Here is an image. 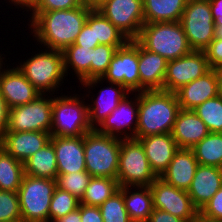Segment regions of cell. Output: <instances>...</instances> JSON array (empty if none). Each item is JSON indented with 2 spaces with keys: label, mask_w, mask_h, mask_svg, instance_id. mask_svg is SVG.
Listing matches in <instances>:
<instances>
[{
  "label": "cell",
  "mask_w": 222,
  "mask_h": 222,
  "mask_svg": "<svg viewBox=\"0 0 222 222\" xmlns=\"http://www.w3.org/2000/svg\"><path fill=\"white\" fill-rule=\"evenodd\" d=\"M51 135L39 131H6L1 147L18 161L24 162L50 141Z\"/></svg>",
  "instance_id": "obj_19"
},
{
  "label": "cell",
  "mask_w": 222,
  "mask_h": 222,
  "mask_svg": "<svg viewBox=\"0 0 222 222\" xmlns=\"http://www.w3.org/2000/svg\"><path fill=\"white\" fill-rule=\"evenodd\" d=\"M9 109L5 99L0 94V140L8 129Z\"/></svg>",
  "instance_id": "obj_46"
},
{
  "label": "cell",
  "mask_w": 222,
  "mask_h": 222,
  "mask_svg": "<svg viewBox=\"0 0 222 222\" xmlns=\"http://www.w3.org/2000/svg\"><path fill=\"white\" fill-rule=\"evenodd\" d=\"M121 139L96 129L84 135L86 171L92 177L117 179Z\"/></svg>",
  "instance_id": "obj_5"
},
{
  "label": "cell",
  "mask_w": 222,
  "mask_h": 222,
  "mask_svg": "<svg viewBox=\"0 0 222 222\" xmlns=\"http://www.w3.org/2000/svg\"><path fill=\"white\" fill-rule=\"evenodd\" d=\"M181 109L193 110L206 100L218 95V82L215 69L184 85L176 92Z\"/></svg>",
  "instance_id": "obj_20"
},
{
  "label": "cell",
  "mask_w": 222,
  "mask_h": 222,
  "mask_svg": "<svg viewBox=\"0 0 222 222\" xmlns=\"http://www.w3.org/2000/svg\"><path fill=\"white\" fill-rule=\"evenodd\" d=\"M15 222H26V221H24V220L21 219V220L15 221Z\"/></svg>",
  "instance_id": "obj_55"
},
{
  "label": "cell",
  "mask_w": 222,
  "mask_h": 222,
  "mask_svg": "<svg viewBox=\"0 0 222 222\" xmlns=\"http://www.w3.org/2000/svg\"><path fill=\"white\" fill-rule=\"evenodd\" d=\"M153 208L166 211L180 219L192 222L199 210L187 191L176 188L157 177L150 185Z\"/></svg>",
  "instance_id": "obj_14"
},
{
  "label": "cell",
  "mask_w": 222,
  "mask_h": 222,
  "mask_svg": "<svg viewBox=\"0 0 222 222\" xmlns=\"http://www.w3.org/2000/svg\"><path fill=\"white\" fill-rule=\"evenodd\" d=\"M131 189L132 187H123V199L130 220L147 221L153 211L151 188L150 186H135L134 192Z\"/></svg>",
  "instance_id": "obj_28"
},
{
  "label": "cell",
  "mask_w": 222,
  "mask_h": 222,
  "mask_svg": "<svg viewBox=\"0 0 222 222\" xmlns=\"http://www.w3.org/2000/svg\"><path fill=\"white\" fill-rule=\"evenodd\" d=\"M181 110L176 94L164 90L138 92V124L134 139L171 133Z\"/></svg>",
  "instance_id": "obj_2"
},
{
  "label": "cell",
  "mask_w": 222,
  "mask_h": 222,
  "mask_svg": "<svg viewBox=\"0 0 222 222\" xmlns=\"http://www.w3.org/2000/svg\"><path fill=\"white\" fill-rule=\"evenodd\" d=\"M191 149L199 165L220 168L222 163V133H209Z\"/></svg>",
  "instance_id": "obj_32"
},
{
  "label": "cell",
  "mask_w": 222,
  "mask_h": 222,
  "mask_svg": "<svg viewBox=\"0 0 222 222\" xmlns=\"http://www.w3.org/2000/svg\"><path fill=\"white\" fill-rule=\"evenodd\" d=\"M106 82L123 85L130 93L140 92V76L138 69V41L129 40L123 47L116 50L110 65L102 78L89 79L81 85L90 89L98 83ZM96 84V85H95ZM91 87V88H90Z\"/></svg>",
  "instance_id": "obj_8"
},
{
  "label": "cell",
  "mask_w": 222,
  "mask_h": 222,
  "mask_svg": "<svg viewBox=\"0 0 222 222\" xmlns=\"http://www.w3.org/2000/svg\"><path fill=\"white\" fill-rule=\"evenodd\" d=\"M86 22L94 27L95 41L99 44L124 46L130 40L97 9L89 12Z\"/></svg>",
  "instance_id": "obj_29"
},
{
  "label": "cell",
  "mask_w": 222,
  "mask_h": 222,
  "mask_svg": "<svg viewBox=\"0 0 222 222\" xmlns=\"http://www.w3.org/2000/svg\"><path fill=\"white\" fill-rule=\"evenodd\" d=\"M199 213L207 218L222 221V186Z\"/></svg>",
  "instance_id": "obj_41"
},
{
  "label": "cell",
  "mask_w": 222,
  "mask_h": 222,
  "mask_svg": "<svg viewBox=\"0 0 222 222\" xmlns=\"http://www.w3.org/2000/svg\"><path fill=\"white\" fill-rule=\"evenodd\" d=\"M80 200L69 192L55 188L49 209V222L62 218L79 207Z\"/></svg>",
  "instance_id": "obj_36"
},
{
  "label": "cell",
  "mask_w": 222,
  "mask_h": 222,
  "mask_svg": "<svg viewBox=\"0 0 222 222\" xmlns=\"http://www.w3.org/2000/svg\"><path fill=\"white\" fill-rule=\"evenodd\" d=\"M81 222H103L99 207L81 204Z\"/></svg>",
  "instance_id": "obj_44"
},
{
  "label": "cell",
  "mask_w": 222,
  "mask_h": 222,
  "mask_svg": "<svg viewBox=\"0 0 222 222\" xmlns=\"http://www.w3.org/2000/svg\"><path fill=\"white\" fill-rule=\"evenodd\" d=\"M56 152L58 174L86 171L84 136L50 138Z\"/></svg>",
  "instance_id": "obj_17"
},
{
  "label": "cell",
  "mask_w": 222,
  "mask_h": 222,
  "mask_svg": "<svg viewBox=\"0 0 222 222\" xmlns=\"http://www.w3.org/2000/svg\"><path fill=\"white\" fill-rule=\"evenodd\" d=\"M120 47L123 46L99 44L92 49L91 79L103 77L110 65V61L116 53V50Z\"/></svg>",
  "instance_id": "obj_38"
},
{
  "label": "cell",
  "mask_w": 222,
  "mask_h": 222,
  "mask_svg": "<svg viewBox=\"0 0 222 222\" xmlns=\"http://www.w3.org/2000/svg\"><path fill=\"white\" fill-rule=\"evenodd\" d=\"M117 179L107 177H91L80 200L81 204L99 207L119 190Z\"/></svg>",
  "instance_id": "obj_33"
},
{
  "label": "cell",
  "mask_w": 222,
  "mask_h": 222,
  "mask_svg": "<svg viewBox=\"0 0 222 222\" xmlns=\"http://www.w3.org/2000/svg\"><path fill=\"white\" fill-rule=\"evenodd\" d=\"M157 178L142 144L137 139H121L117 181L119 187L150 186Z\"/></svg>",
  "instance_id": "obj_9"
},
{
  "label": "cell",
  "mask_w": 222,
  "mask_h": 222,
  "mask_svg": "<svg viewBox=\"0 0 222 222\" xmlns=\"http://www.w3.org/2000/svg\"><path fill=\"white\" fill-rule=\"evenodd\" d=\"M198 165L192 149L179 148L160 178L178 189L188 191Z\"/></svg>",
  "instance_id": "obj_24"
},
{
  "label": "cell",
  "mask_w": 222,
  "mask_h": 222,
  "mask_svg": "<svg viewBox=\"0 0 222 222\" xmlns=\"http://www.w3.org/2000/svg\"><path fill=\"white\" fill-rule=\"evenodd\" d=\"M135 94L137 96L135 95L133 101L128 100L129 94L124 97L96 130L101 134L120 139L135 138L138 124V94ZM126 129L130 132H127Z\"/></svg>",
  "instance_id": "obj_15"
},
{
  "label": "cell",
  "mask_w": 222,
  "mask_h": 222,
  "mask_svg": "<svg viewBox=\"0 0 222 222\" xmlns=\"http://www.w3.org/2000/svg\"><path fill=\"white\" fill-rule=\"evenodd\" d=\"M106 0H82L83 4L86 7L97 9L100 5H102Z\"/></svg>",
  "instance_id": "obj_50"
},
{
  "label": "cell",
  "mask_w": 222,
  "mask_h": 222,
  "mask_svg": "<svg viewBox=\"0 0 222 222\" xmlns=\"http://www.w3.org/2000/svg\"><path fill=\"white\" fill-rule=\"evenodd\" d=\"M26 175L56 180L58 175L56 152L51 140L23 162Z\"/></svg>",
  "instance_id": "obj_27"
},
{
  "label": "cell",
  "mask_w": 222,
  "mask_h": 222,
  "mask_svg": "<svg viewBox=\"0 0 222 222\" xmlns=\"http://www.w3.org/2000/svg\"><path fill=\"white\" fill-rule=\"evenodd\" d=\"M23 162L0 148V190L18 192L24 177Z\"/></svg>",
  "instance_id": "obj_31"
},
{
  "label": "cell",
  "mask_w": 222,
  "mask_h": 222,
  "mask_svg": "<svg viewBox=\"0 0 222 222\" xmlns=\"http://www.w3.org/2000/svg\"><path fill=\"white\" fill-rule=\"evenodd\" d=\"M209 133L206 124L193 110L181 109L175 120L171 135L178 148L191 149Z\"/></svg>",
  "instance_id": "obj_23"
},
{
  "label": "cell",
  "mask_w": 222,
  "mask_h": 222,
  "mask_svg": "<svg viewBox=\"0 0 222 222\" xmlns=\"http://www.w3.org/2000/svg\"><path fill=\"white\" fill-rule=\"evenodd\" d=\"M0 94L9 108L30 103L41 95L17 67L6 68L2 71Z\"/></svg>",
  "instance_id": "obj_16"
},
{
  "label": "cell",
  "mask_w": 222,
  "mask_h": 222,
  "mask_svg": "<svg viewBox=\"0 0 222 222\" xmlns=\"http://www.w3.org/2000/svg\"><path fill=\"white\" fill-rule=\"evenodd\" d=\"M193 111L206 124L210 133H222V97L217 95L206 100Z\"/></svg>",
  "instance_id": "obj_34"
},
{
  "label": "cell",
  "mask_w": 222,
  "mask_h": 222,
  "mask_svg": "<svg viewBox=\"0 0 222 222\" xmlns=\"http://www.w3.org/2000/svg\"><path fill=\"white\" fill-rule=\"evenodd\" d=\"M1 55V54H0ZM3 59H2V57L0 56V76H1V74H2V72L1 71H3L4 69H2V67H3ZM2 69V70H1Z\"/></svg>",
  "instance_id": "obj_54"
},
{
  "label": "cell",
  "mask_w": 222,
  "mask_h": 222,
  "mask_svg": "<svg viewBox=\"0 0 222 222\" xmlns=\"http://www.w3.org/2000/svg\"><path fill=\"white\" fill-rule=\"evenodd\" d=\"M56 187V180L25 174L18 189L22 220L49 222L50 203Z\"/></svg>",
  "instance_id": "obj_7"
},
{
  "label": "cell",
  "mask_w": 222,
  "mask_h": 222,
  "mask_svg": "<svg viewBox=\"0 0 222 222\" xmlns=\"http://www.w3.org/2000/svg\"><path fill=\"white\" fill-rule=\"evenodd\" d=\"M54 222H81V203L76 210L68 213L62 218L55 220Z\"/></svg>",
  "instance_id": "obj_48"
},
{
  "label": "cell",
  "mask_w": 222,
  "mask_h": 222,
  "mask_svg": "<svg viewBox=\"0 0 222 222\" xmlns=\"http://www.w3.org/2000/svg\"><path fill=\"white\" fill-rule=\"evenodd\" d=\"M218 82V95L222 97V67L215 69Z\"/></svg>",
  "instance_id": "obj_51"
},
{
  "label": "cell",
  "mask_w": 222,
  "mask_h": 222,
  "mask_svg": "<svg viewBox=\"0 0 222 222\" xmlns=\"http://www.w3.org/2000/svg\"><path fill=\"white\" fill-rule=\"evenodd\" d=\"M91 10L83 4L68 10L32 12L29 26L35 40L46 49L63 51L74 44Z\"/></svg>",
  "instance_id": "obj_1"
},
{
  "label": "cell",
  "mask_w": 222,
  "mask_h": 222,
  "mask_svg": "<svg viewBox=\"0 0 222 222\" xmlns=\"http://www.w3.org/2000/svg\"><path fill=\"white\" fill-rule=\"evenodd\" d=\"M74 44L90 49H93L99 45V41H95L94 27H91L86 22L83 25L82 30L76 38Z\"/></svg>",
  "instance_id": "obj_43"
},
{
  "label": "cell",
  "mask_w": 222,
  "mask_h": 222,
  "mask_svg": "<svg viewBox=\"0 0 222 222\" xmlns=\"http://www.w3.org/2000/svg\"><path fill=\"white\" fill-rule=\"evenodd\" d=\"M9 2L17 7L19 5V7L26 9V10L28 8L27 11H29V9H30V11H32L37 3V0H9Z\"/></svg>",
  "instance_id": "obj_49"
},
{
  "label": "cell",
  "mask_w": 222,
  "mask_h": 222,
  "mask_svg": "<svg viewBox=\"0 0 222 222\" xmlns=\"http://www.w3.org/2000/svg\"><path fill=\"white\" fill-rule=\"evenodd\" d=\"M187 0H143L144 23L179 22Z\"/></svg>",
  "instance_id": "obj_26"
},
{
  "label": "cell",
  "mask_w": 222,
  "mask_h": 222,
  "mask_svg": "<svg viewBox=\"0 0 222 222\" xmlns=\"http://www.w3.org/2000/svg\"><path fill=\"white\" fill-rule=\"evenodd\" d=\"M137 140L142 144L152 171L157 177H161L179 149L175 139L171 133H163L141 137Z\"/></svg>",
  "instance_id": "obj_18"
},
{
  "label": "cell",
  "mask_w": 222,
  "mask_h": 222,
  "mask_svg": "<svg viewBox=\"0 0 222 222\" xmlns=\"http://www.w3.org/2000/svg\"><path fill=\"white\" fill-rule=\"evenodd\" d=\"M110 86L99 90L96 99L88 106L89 123L92 129H97L102 122L110 115V113L118 106L119 102L126 97L129 91L121 84L110 83ZM118 87V88H117ZM98 124V125H97Z\"/></svg>",
  "instance_id": "obj_25"
},
{
  "label": "cell",
  "mask_w": 222,
  "mask_h": 222,
  "mask_svg": "<svg viewBox=\"0 0 222 222\" xmlns=\"http://www.w3.org/2000/svg\"><path fill=\"white\" fill-rule=\"evenodd\" d=\"M215 25H222V0H209Z\"/></svg>",
  "instance_id": "obj_47"
},
{
  "label": "cell",
  "mask_w": 222,
  "mask_h": 222,
  "mask_svg": "<svg viewBox=\"0 0 222 222\" xmlns=\"http://www.w3.org/2000/svg\"><path fill=\"white\" fill-rule=\"evenodd\" d=\"M180 23L192 50L203 51L214 39L215 23L209 0H187Z\"/></svg>",
  "instance_id": "obj_10"
},
{
  "label": "cell",
  "mask_w": 222,
  "mask_h": 222,
  "mask_svg": "<svg viewBox=\"0 0 222 222\" xmlns=\"http://www.w3.org/2000/svg\"><path fill=\"white\" fill-rule=\"evenodd\" d=\"M83 5L82 0H37L32 12H50L53 10H68Z\"/></svg>",
  "instance_id": "obj_40"
},
{
  "label": "cell",
  "mask_w": 222,
  "mask_h": 222,
  "mask_svg": "<svg viewBox=\"0 0 222 222\" xmlns=\"http://www.w3.org/2000/svg\"><path fill=\"white\" fill-rule=\"evenodd\" d=\"M103 222H132L125 208L123 187L99 206Z\"/></svg>",
  "instance_id": "obj_35"
},
{
  "label": "cell",
  "mask_w": 222,
  "mask_h": 222,
  "mask_svg": "<svg viewBox=\"0 0 222 222\" xmlns=\"http://www.w3.org/2000/svg\"><path fill=\"white\" fill-rule=\"evenodd\" d=\"M203 51L206 54L210 68L222 67V39L214 38Z\"/></svg>",
  "instance_id": "obj_42"
},
{
  "label": "cell",
  "mask_w": 222,
  "mask_h": 222,
  "mask_svg": "<svg viewBox=\"0 0 222 222\" xmlns=\"http://www.w3.org/2000/svg\"><path fill=\"white\" fill-rule=\"evenodd\" d=\"M167 62L164 57L145 49L138 42L140 92L145 90H163Z\"/></svg>",
  "instance_id": "obj_22"
},
{
  "label": "cell",
  "mask_w": 222,
  "mask_h": 222,
  "mask_svg": "<svg viewBox=\"0 0 222 222\" xmlns=\"http://www.w3.org/2000/svg\"><path fill=\"white\" fill-rule=\"evenodd\" d=\"M38 96L34 101L9 109L7 131L51 132L53 96Z\"/></svg>",
  "instance_id": "obj_11"
},
{
  "label": "cell",
  "mask_w": 222,
  "mask_h": 222,
  "mask_svg": "<svg viewBox=\"0 0 222 222\" xmlns=\"http://www.w3.org/2000/svg\"><path fill=\"white\" fill-rule=\"evenodd\" d=\"M77 95L53 96L51 136L77 137L93 130L89 123V103L85 104V99Z\"/></svg>",
  "instance_id": "obj_6"
},
{
  "label": "cell",
  "mask_w": 222,
  "mask_h": 222,
  "mask_svg": "<svg viewBox=\"0 0 222 222\" xmlns=\"http://www.w3.org/2000/svg\"><path fill=\"white\" fill-rule=\"evenodd\" d=\"M62 52L66 76L71 66L80 83L91 79L92 49L72 44L67 46Z\"/></svg>",
  "instance_id": "obj_30"
},
{
  "label": "cell",
  "mask_w": 222,
  "mask_h": 222,
  "mask_svg": "<svg viewBox=\"0 0 222 222\" xmlns=\"http://www.w3.org/2000/svg\"><path fill=\"white\" fill-rule=\"evenodd\" d=\"M214 38L222 39V25H215Z\"/></svg>",
  "instance_id": "obj_53"
},
{
  "label": "cell",
  "mask_w": 222,
  "mask_h": 222,
  "mask_svg": "<svg viewBox=\"0 0 222 222\" xmlns=\"http://www.w3.org/2000/svg\"><path fill=\"white\" fill-rule=\"evenodd\" d=\"M192 222H222V221L210 219V218H207V217L203 216L202 214L198 213L196 218Z\"/></svg>",
  "instance_id": "obj_52"
},
{
  "label": "cell",
  "mask_w": 222,
  "mask_h": 222,
  "mask_svg": "<svg viewBox=\"0 0 222 222\" xmlns=\"http://www.w3.org/2000/svg\"><path fill=\"white\" fill-rule=\"evenodd\" d=\"M147 222H187V221L180 219L161 209L153 208V211L150 214Z\"/></svg>",
  "instance_id": "obj_45"
},
{
  "label": "cell",
  "mask_w": 222,
  "mask_h": 222,
  "mask_svg": "<svg viewBox=\"0 0 222 222\" xmlns=\"http://www.w3.org/2000/svg\"><path fill=\"white\" fill-rule=\"evenodd\" d=\"M136 40L145 49L161 55L167 61L192 51L180 21L144 23Z\"/></svg>",
  "instance_id": "obj_3"
},
{
  "label": "cell",
  "mask_w": 222,
  "mask_h": 222,
  "mask_svg": "<svg viewBox=\"0 0 222 222\" xmlns=\"http://www.w3.org/2000/svg\"><path fill=\"white\" fill-rule=\"evenodd\" d=\"M97 10L130 40L139 36L144 25L143 0H106Z\"/></svg>",
  "instance_id": "obj_13"
},
{
  "label": "cell",
  "mask_w": 222,
  "mask_h": 222,
  "mask_svg": "<svg viewBox=\"0 0 222 222\" xmlns=\"http://www.w3.org/2000/svg\"><path fill=\"white\" fill-rule=\"evenodd\" d=\"M210 69L205 52L192 50L178 59L167 62L163 90L175 93L184 85L203 76Z\"/></svg>",
  "instance_id": "obj_12"
},
{
  "label": "cell",
  "mask_w": 222,
  "mask_h": 222,
  "mask_svg": "<svg viewBox=\"0 0 222 222\" xmlns=\"http://www.w3.org/2000/svg\"><path fill=\"white\" fill-rule=\"evenodd\" d=\"M222 186V170L214 166L198 165L187 191L200 211Z\"/></svg>",
  "instance_id": "obj_21"
},
{
  "label": "cell",
  "mask_w": 222,
  "mask_h": 222,
  "mask_svg": "<svg viewBox=\"0 0 222 222\" xmlns=\"http://www.w3.org/2000/svg\"><path fill=\"white\" fill-rule=\"evenodd\" d=\"M18 192L0 190V222L21 220Z\"/></svg>",
  "instance_id": "obj_39"
},
{
  "label": "cell",
  "mask_w": 222,
  "mask_h": 222,
  "mask_svg": "<svg viewBox=\"0 0 222 222\" xmlns=\"http://www.w3.org/2000/svg\"><path fill=\"white\" fill-rule=\"evenodd\" d=\"M91 177L92 176L87 171L58 174L56 177V186L69 192L78 200H81L85 189L89 185Z\"/></svg>",
  "instance_id": "obj_37"
},
{
  "label": "cell",
  "mask_w": 222,
  "mask_h": 222,
  "mask_svg": "<svg viewBox=\"0 0 222 222\" xmlns=\"http://www.w3.org/2000/svg\"><path fill=\"white\" fill-rule=\"evenodd\" d=\"M17 68L26 79L41 93H57L58 87L65 78L63 52L61 50L46 49L39 51L26 61L19 63ZM64 77V78H63ZM47 92V93H46Z\"/></svg>",
  "instance_id": "obj_4"
}]
</instances>
